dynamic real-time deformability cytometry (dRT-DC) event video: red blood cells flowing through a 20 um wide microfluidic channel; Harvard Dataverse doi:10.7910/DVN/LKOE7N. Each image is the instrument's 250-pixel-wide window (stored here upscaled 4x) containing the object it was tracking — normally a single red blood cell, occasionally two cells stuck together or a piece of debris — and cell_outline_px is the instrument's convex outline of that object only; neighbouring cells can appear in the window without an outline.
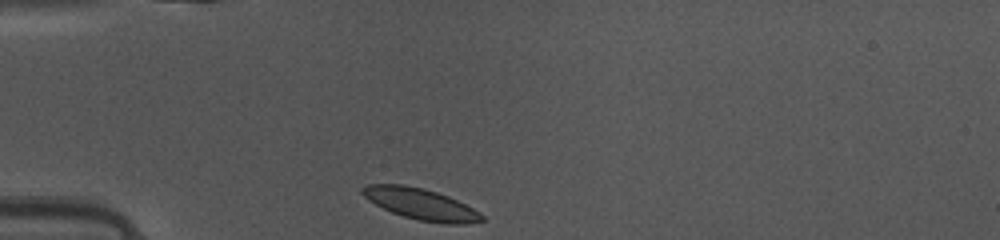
{"species": "common noctule bat (a hibernating species)", "species_latin": "Nyctalus noctula", "temperature_condition": "warm", "stored_images_in_passage": 36, "camera_frame_rate_fps": 3000, "um_per_image_px": 0.085, "animal": {"sex": "female", "body_mass_g": 10.0, "forearm_length_mm": 53.1}, "frame": {"image": 1, "passage_image": 1, "time_ms": 0.0, "image_size_px": [1000, 240], "cell_outline_px": [[484, 220], [464, 224], [444, 224], [416, 220], [392, 212], [368, 200], [360, 192], [360, 188], [364, 184], [404, 184], [424, 188], [448, 196], [480, 212], [484, 216]], "centroid_in_image_um": [35.74, 17.34], "position_along_channel_um": 49.3, "area_um2": 21.79}}
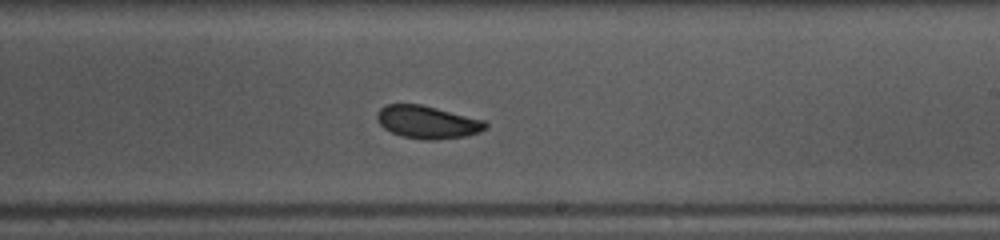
{"frame": {"image": 2, "passage_image": 17, "time_ms": 5.333, "image_size_px": [1000, 240], "cell_outline_px": [[488, 128], [480, 132], [468, 136], [436, 140], [424, 140], [400, 136], [384, 128], [376, 120], [376, 112], [384, 104], [420, 104], [484, 120], [488, 124]], "centroid_in_image_um": [36.32, 10.39], "position_along_channel_um": 252.7, "area_um2": 20.92}}
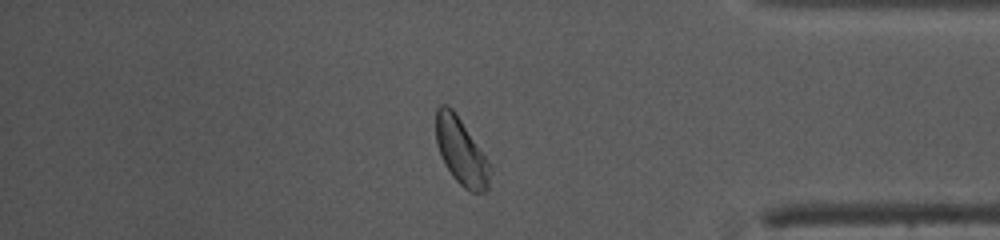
{"frame": {"image": 3, "passage_image": 29, "time_ms": 9.333, "image_size_px": [1000, 240], "cell_outline_px": [[488, 188], [484, 192], [468, 192], [452, 176], [444, 164], [436, 144], [436, 108], [440, 104], [448, 104], [456, 112], [484, 156], [488, 164]], "centroid_in_image_um": [39.13, 12.84], "position_along_channel_um": 396.1, "area_um2": 20.63}, "authors_computed_cell_mechanics": {"area_um2": 21.097, "velocity_mm_per_s": 4.1053, "shape_relaxation_time_tau1_ms": 2.5212, "shape_relaxation_time_tau2_ms": 1.3414, "deformation_change_tau1": 0.0757, "deformation_change_tau2": 0.0534}}